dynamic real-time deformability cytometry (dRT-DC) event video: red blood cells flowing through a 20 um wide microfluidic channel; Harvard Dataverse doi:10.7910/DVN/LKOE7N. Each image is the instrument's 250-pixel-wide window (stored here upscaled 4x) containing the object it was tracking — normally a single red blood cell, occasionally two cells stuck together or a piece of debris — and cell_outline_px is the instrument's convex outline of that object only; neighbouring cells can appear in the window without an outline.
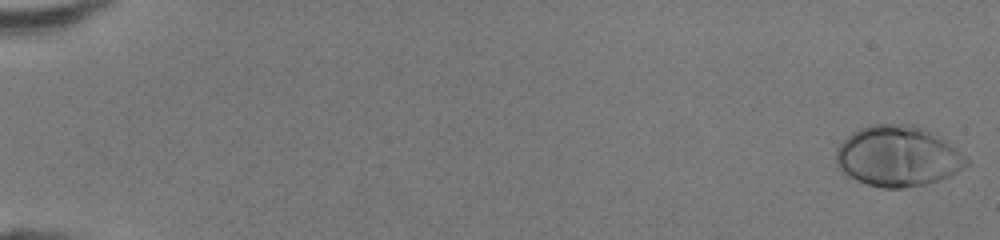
{"species": "human", "species_latin": "Homo sapiens", "temperature_condition": "room temperature", "stored_images_in_passage": 49, "camera_frame_rate_fps": 3000, "um_per_image_px": 0.085, "donor": {"sex": "female"}, "frame": {"image": 1, "passage_image": 1, "time_ms": 0.0, "image_size_px": [1000, 240], "cell_outline_px": [[968, 164], [964, 168], [940, 180], [928, 184], [904, 188], [884, 188], [868, 184], [856, 180], [844, 172], [836, 164], [836, 148], [852, 132], [860, 128], [872, 124], [908, 124], [924, 128], [960, 152], [968, 160]], "centroid_in_image_um": [76.28, 13.29], "position_along_channel_um": 8.7, "area_um2": 45.55}}
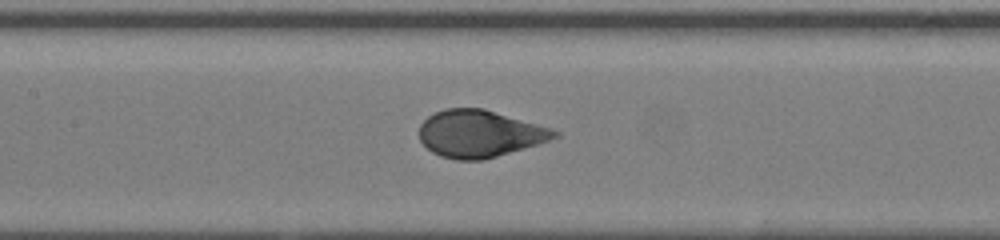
{"frame": {"image": 2, "passage_image": 25, "time_ms": 8.0, "image_size_px": [1000, 240], "cell_outline_px": [[560, 136], [536, 144], [496, 156], [480, 160], [456, 160], [440, 156], [432, 152], [420, 140], [420, 124], [428, 116], [444, 108], [484, 108], [552, 128], [560, 132]], "centroid_in_image_um": [40.76, 11.35], "position_along_channel_um": 166.6, "area_um2": 36.88}}
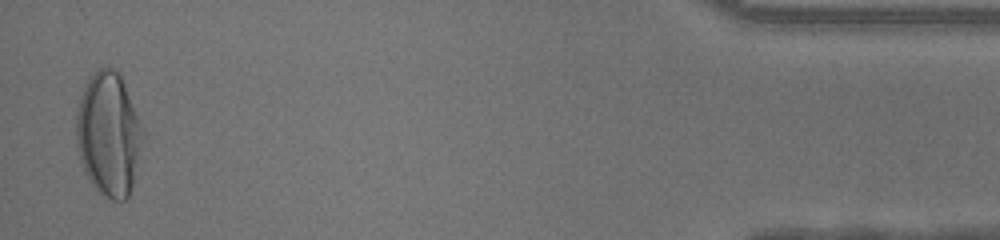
{"frame": {"image": 3, "passage_image": 48, "time_ms": 15.667, "image_size_px": [1000, 240], "cell_outline_px": [[148, 136], [128, 196], [124, 200], [112, 200], [104, 196], [92, 184], [84, 172], [80, 160], [76, 144], [76, 116], [80, 96], [88, 80], [104, 64], [120, 72]], "centroid_in_image_um": [9.29, 11.39], "position_along_channel_um": 425.9, "area_um2": 49.07}, "authors_computed_cell_mechanics": {"area_um2": 39.1306, "velocity_mm_per_s": 4.3216, "shape_relaxation_time_tau1_ms": 2.8141, "shape_relaxation_time_tau2_ms": null, "deformation_change_tau1": 0.2154, "deformation_change_tau2": null}}